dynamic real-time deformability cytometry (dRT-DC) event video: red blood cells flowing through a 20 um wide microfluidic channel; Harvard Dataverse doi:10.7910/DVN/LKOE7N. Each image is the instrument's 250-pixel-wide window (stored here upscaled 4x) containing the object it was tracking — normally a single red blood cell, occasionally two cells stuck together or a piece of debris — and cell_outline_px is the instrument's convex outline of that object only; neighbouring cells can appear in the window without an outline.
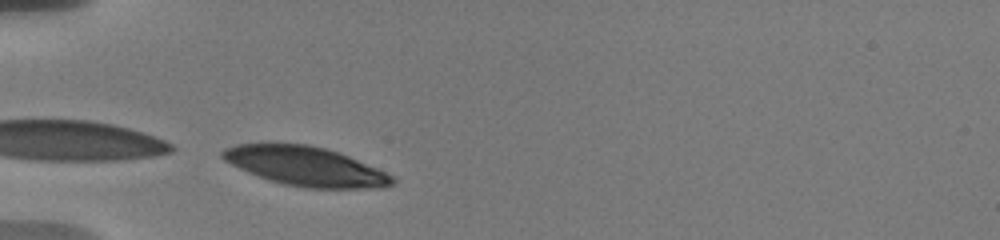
{"species": "human", "species_latin": "Homo sapiens", "temperature_condition": "warm", "stored_images_in_passage": 66, "camera_frame_rate_fps": 3000, "um_per_image_px": 0.085, "donor": {"sex": "male"}, "frame": {"image": 1, "passage_image": 1, "time_ms": 0.0, "image_size_px": [1000, 240], "cell_outline_px": [[396, 180], [392, 184], [380, 188], [304, 188], [284, 184], [248, 172], [224, 160], [220, 156], [220, 152], [224, 148], [236, 144], [308, 144], [324, 148], [348, 156], [376, 168], [392, 176]], "centroid_in_image_um": [25.96, 14.13], "position_along_channel_um": 59.0, "area_um2": 38.21}}
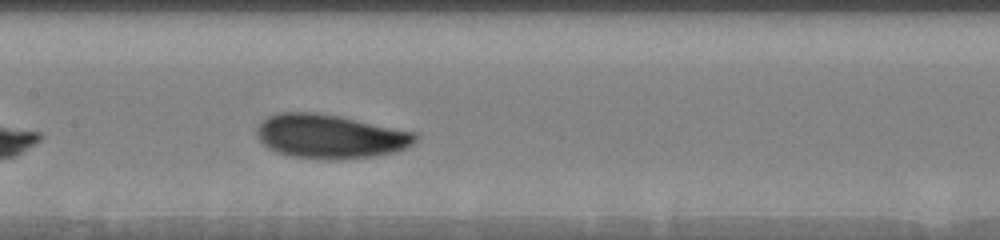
{"frame": {"image": 2, "passage_image": 27, "time_ms": 3.667, "image_size_px": [1000, 240], "cell_outline_px": [[420, 136], [408, 148], [396, 152], [372, 156], [340, 160], [328, 160], [292, 156], [268, 148], [256, 136], [256, 128], [260, 120], [268, 116], [280, 112], [316, 112], [340, 116], [420, 132]], "centroid_in_image_um": [28.11, 11.58], "position_along_channel_um": 179.3, "area_um2": 41.33}}
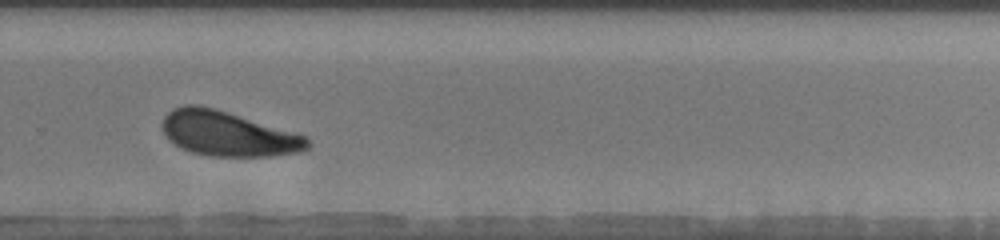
{"frame": {"image": 3, "passage_image": 52, "time_ms": 7.333, "image_size_px": [1000, 240], "cell_outline_px": [[308, 148], [300, 152], [268, 156], [208, 156], [192, 152], [180, 148], [168, 140], [164, 136], [160, 124], [164, 116], [172, 108], [184, 104], [196, 104], [216, 108], [296, 132], [308, 136]], "centroid_in_image_um": [19.33, 11.35], "position_along_channel_um": 310.5, "area_um2": 38.49}, "authors_computed_cell_mechanics": {"area_um2": 39.8531, "velocity_mm_per_s": 3.588, "shape_relaxation_time_tau1_ms": 2.6295, "shape_relaxation_time_tau2_ms": null, "deformation_change_tau1": 0.121, "deformation_change_tau2": null}}